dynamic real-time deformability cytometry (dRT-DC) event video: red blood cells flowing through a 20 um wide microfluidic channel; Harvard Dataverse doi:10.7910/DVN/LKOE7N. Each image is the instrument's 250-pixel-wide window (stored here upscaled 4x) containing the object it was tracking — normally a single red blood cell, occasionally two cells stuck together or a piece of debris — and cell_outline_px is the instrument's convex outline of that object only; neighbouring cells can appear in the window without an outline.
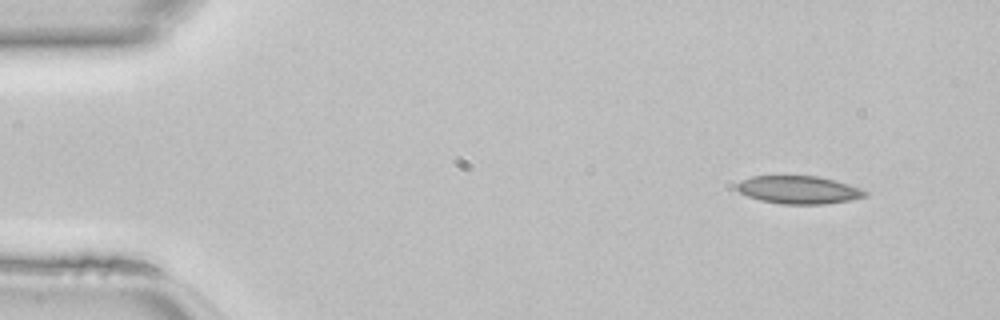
{"species": "common noctule bat (a hibernating species)", "species_latin": "Nyctalus noctula", "temperature_condition": "room temperature", "stored_images_in_passage": 8, "camera_frame_rate_fps": 3000, "um_per_image_px": 0.085, "animal": {"sex": "female", "body_mass_g": 22.7, "forearm_length_mm": 54.2}, "frame": {"image": 1, "passage_image": 1, "time_ms": 0.0, "image_size_px": [1000, 320], "cell_outline_px": [[868, 196], [852, 200], [824, 204], [780, 204], [760, 200], [748, 196], [740, 192], [736, 188], [736, 184], [752, 176], [820, 176], [836, 180], [860, 188], [868, 192]], "centroid_in_image_um": [67.94, 16.14], "position_along_channel_um": 17.1, "area_um2": 20.92}}